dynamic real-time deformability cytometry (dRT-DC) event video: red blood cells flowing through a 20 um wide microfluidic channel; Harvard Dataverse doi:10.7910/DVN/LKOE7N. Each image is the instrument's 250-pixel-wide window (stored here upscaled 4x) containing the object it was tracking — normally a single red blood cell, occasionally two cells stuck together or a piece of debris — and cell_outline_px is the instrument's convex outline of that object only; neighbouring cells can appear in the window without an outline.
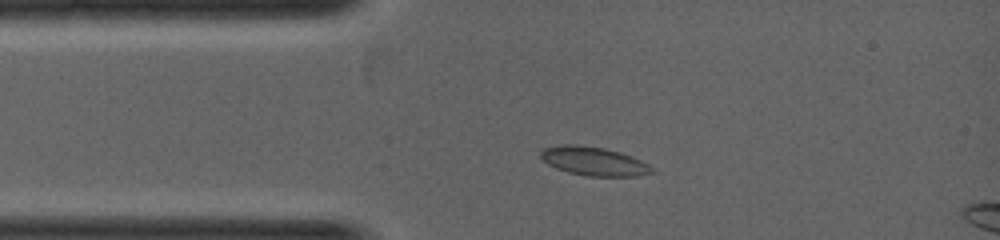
{"species": "common noctule bat (a hibernating species)", "species_latin": "Nyctalus noctula", "temperature_condition": "warm", "stored_images_in_passage": 3, "camera_frame_rate_fps": 5000, "um_per_image_px": 0.085, "animal": {"sex": "female", "body_mass_g": 19.0, "forearm_length_mm": 53.3}, "frame": {"image": 1, "passage_image": 1, "time_ms": 0.0, "image_size_px": [1000, 240], "cell_outline_px": [[656, 172], [636, 176], [588, 176], [568, 172], [556, 168], [548, 164], [540, 156], [540, 152], [544, 148], [560, 144], [576, 144], [604, 148], [620, 152], [640, 160], [648, 164]], "centroid_in_image_um": [50.46, 13.7], "position_along_channel_um": 34.5, "area_um2": 18.55}}